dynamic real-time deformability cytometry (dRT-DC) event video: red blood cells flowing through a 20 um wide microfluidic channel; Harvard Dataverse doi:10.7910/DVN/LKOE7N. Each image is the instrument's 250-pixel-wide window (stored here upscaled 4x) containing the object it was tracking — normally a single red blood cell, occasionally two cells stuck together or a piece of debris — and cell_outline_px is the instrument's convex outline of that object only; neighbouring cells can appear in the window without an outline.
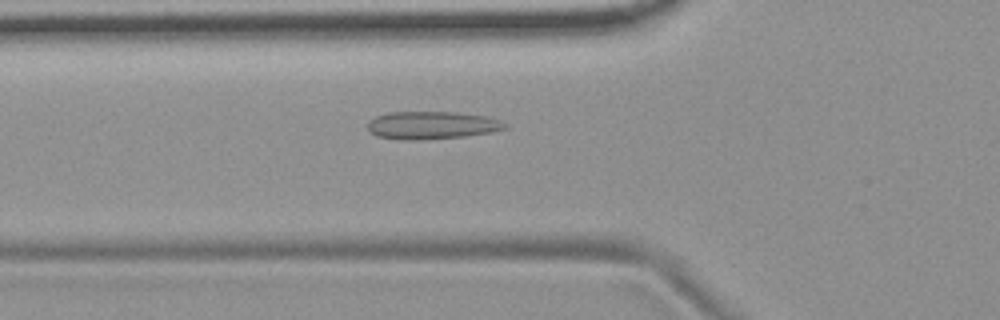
{"species": "common noctule bat (a hibernating species)", "species_latin": "Nyctalus noctula", "temperature_condition": "room temperature", "stored_images_in_passage": 50, "camera_frame_rate_fps": 3000, "um_per_image_px": 0.085, "animal": {"sex": "female", "body_mass_g": 19.9}, "frame": {"image": 1, "passage_image": 15, "time_ms": 4.667, "image_size_px": [1000, 320], "cell_outline_px": [[508, 128], [492, 132], [464, 136], [416, 140], [396, 140], [376, 136], [368, 128], [368, 120], [376, 116], [388, 112], [456, 112], [484, 116], [500, 120], [508, 124]], "centroid_in_image_um": [36.69, 10.65], "position_along_channel_um": 89.1, "area_um2": 22.31}}
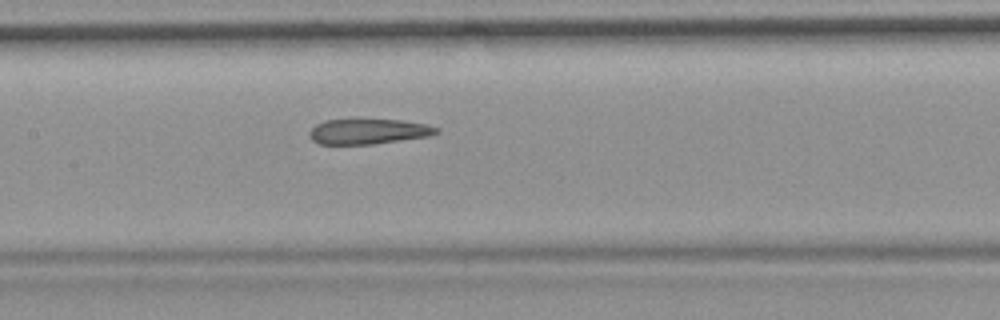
{"frame": {"image": 2, "passage_image": 22, "time_ms": 7.0, "image_size_px": [1000, 320], "cell_outline_px": [[440, 132], [428, 136], [372, 144], [320, 144], [312, 140], [308, 136], [308, 132], [316, 124], [324, 120], [400, 120], [428, 124], [440, 128]], "centroid_in_image_um": [31.31, 11.17], "position_along_channel_um": 176.1, "area_um2": 18.61}}
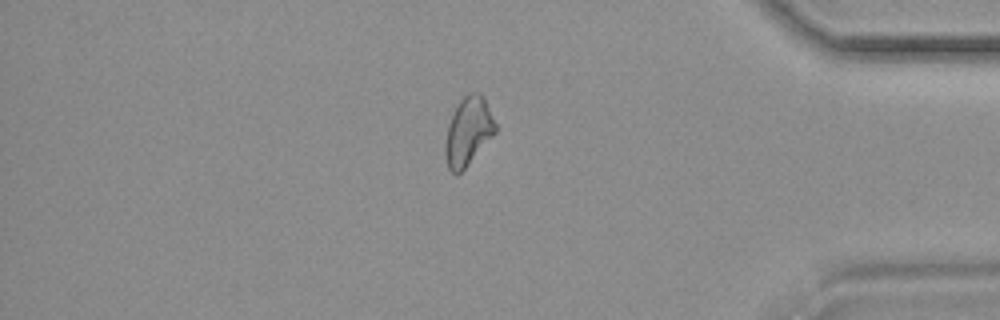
{"frame": {"image": 3, "passage_image": 42, "time_ms": 13.667, "image_size_px": [1000, 320], "cell_outline_px": [[496, 132], [464, 168], [456, 176], [448, 168], [444, 152], [444, 144], [448, 124], [456, 104], [468, 92], [480, 92], [484, 96], [496, 124]], "centroid_in_image_um": [39.78, 11.13], "position_along_channel_um": 395.4, "area_um2": 20.0}, "authors_computed_cell_mechanics": {"area_um2": 20.4901, "velocity_mm_per_s": 3.7265, "shape_relaxation_time_tau1_ms": null, "shape_relaxation_time_tau2_ms": 4.8859, "deformation_change_tau1": null, "deformation_change_tau2": 0.1261}}